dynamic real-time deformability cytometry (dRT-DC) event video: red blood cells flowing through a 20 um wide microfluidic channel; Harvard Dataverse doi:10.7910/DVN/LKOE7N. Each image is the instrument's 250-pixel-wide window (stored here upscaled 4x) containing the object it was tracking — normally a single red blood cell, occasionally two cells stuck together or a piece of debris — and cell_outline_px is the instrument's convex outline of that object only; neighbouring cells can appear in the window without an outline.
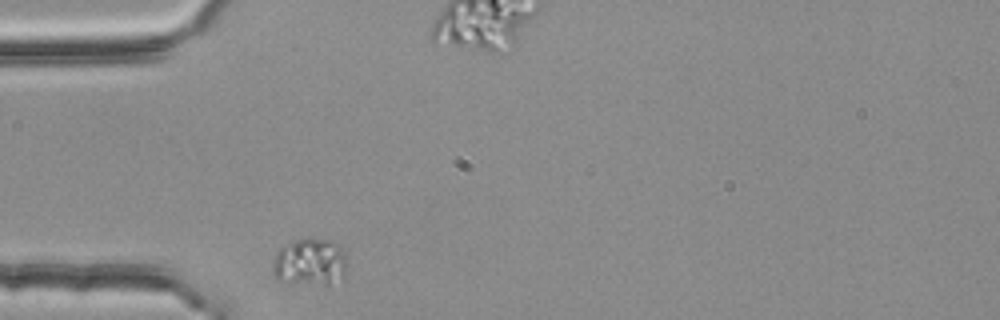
{"species": "common noctule bat (a hibernating species)", "species_latin": "Nyctalus noctula", "temperature_condition": "room temperature", "stored_images_in_passage": 31, "camera_frame_rate_fps": 3000, "um_per_image_px": 0.085, "animal": {"sex": "female", "body_mass_g": 25.1}, "frame": {"image": 1, "passage_image": 1, "time_ms": 0.0, "image_size_px": [1000, 320], "cell_outline_px": [[344, 276], [328, 284], [324, 284], [276, 280], [272, 268], [276, 252], [280, 248], [296, 240], [308, 236], [332, 240], [340, 244], [344, 256]], "centroid_in_image_um": [26.33, 22.22], "position_along_channel_um": 58.7, "area_um2": 20.23}}
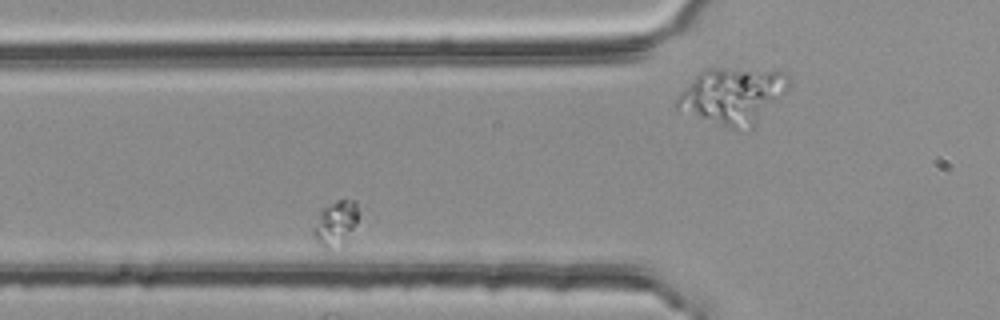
{"frame": {"image": 2, "passage_image": 5, "time_ms": 1.333, "image_size_px": [1000, 320], "cell_outline_px": [[368, 208], [356, 224], [352, 228], [328, 248], [320, 248], [312, 232], [312, 228], [320, 208], [336, 200], [356, 200]], "centroid_in_image_um": [28.6, 18.78], "position_along_channel_um": 97.2, "area_um2": 11.96}}